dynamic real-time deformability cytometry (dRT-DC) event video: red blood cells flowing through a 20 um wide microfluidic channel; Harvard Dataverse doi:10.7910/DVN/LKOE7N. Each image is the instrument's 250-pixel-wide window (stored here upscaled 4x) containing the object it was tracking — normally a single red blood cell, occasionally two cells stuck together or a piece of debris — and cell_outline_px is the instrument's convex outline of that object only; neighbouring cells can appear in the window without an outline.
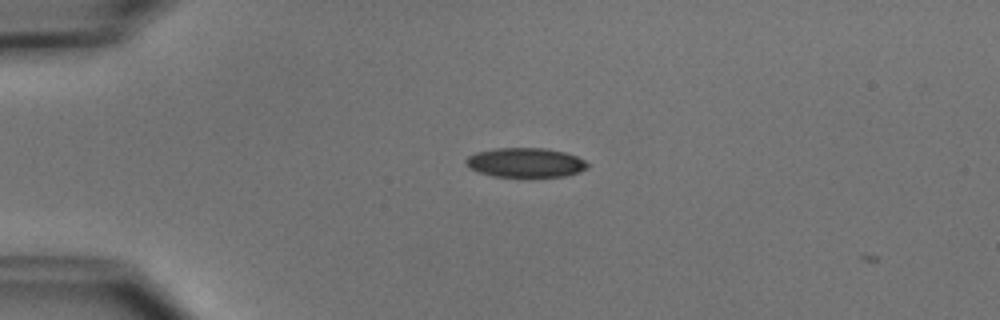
{"species": "common noctule bat (a hibernating species)", "species_latin": "Nyctalus noctula", "temperature_condition": "cold", "stored_images_in_passage": 3, "camera_frame_rate_fps": 3000, "um_per_image_px": 0.085, "animal": {"sex": "male", "body_mass_g": 15.6}, "frame": {"image": 1, "passage_image": 1, "time_ms": 0.0, "image_size_px": [1000, 320], "cell_outline_px": [[588, 168], [580, 172], [564, 176], [492, 176], [468, 168], [464, 164], [464, 160], [468, 156], [476, 152], [496, 148], [544, 148], [564, 152], [576, 156], [584, 160], [588, 164]], "centroid_in_image_um": [44.63, 13.81], "position_along_channel_um": 40.4, "area_um2": 20.81}}